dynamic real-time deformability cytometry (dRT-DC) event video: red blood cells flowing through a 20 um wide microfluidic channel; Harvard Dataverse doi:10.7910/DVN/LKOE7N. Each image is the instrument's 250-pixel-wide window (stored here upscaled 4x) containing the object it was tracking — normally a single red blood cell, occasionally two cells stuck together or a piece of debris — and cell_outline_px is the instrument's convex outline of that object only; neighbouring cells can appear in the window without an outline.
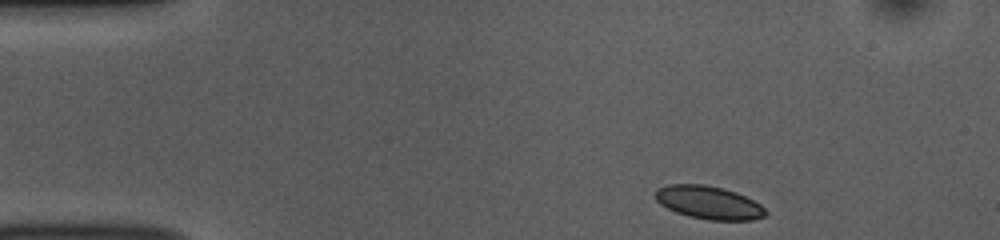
{"species": "common noctule bat (a hibernating species)", "species_latin": "Nyctalus noctula", "temperature_condition": "room temperature", "stored_images_in_passage": 6, "camera_frame_rate_fps": 3000, "um_per_image_px": 0.085, "animal": {"sex": "female", "body_mass_g": 10.0, "forearm_length_mm": 53.1}, "frame": {"image": 1, "passage_image": 1, "time_ms": 0.0, "image_size_px": [1000, 240], "cell_outline_px": [[768, 212], [764, 216], [752, 220], [708, 220], [688, 216], [676, 212], [660, 204], [656, 200], [656, 188], [668, 184], [704, 184], [724, 188], [736, 192], [760, 204]], "centroid_in_image_um": [60.23, 17.21], "position_along_channel_um": 24.8, "area_um2": 21.27}}